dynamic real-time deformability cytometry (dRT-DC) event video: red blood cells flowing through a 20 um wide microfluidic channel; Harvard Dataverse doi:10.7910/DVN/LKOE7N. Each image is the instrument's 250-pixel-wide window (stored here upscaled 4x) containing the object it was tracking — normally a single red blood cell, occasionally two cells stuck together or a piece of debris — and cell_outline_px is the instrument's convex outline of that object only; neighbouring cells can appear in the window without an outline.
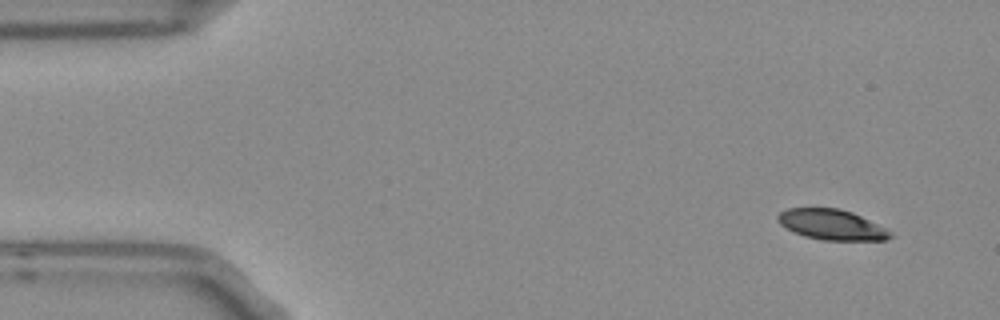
{"species": "Egyptian fruit bat (a non-hibernating species)", "species_latin": "Rousettus aegyptiacus", "temperature_condition": "room temperature", "stored_images_in_passage": 4, "camera_frame_rate_fps": 3000, "um_per_image_px": 0.085, "frame": {"image": 1, "passage_image": 1, "time_ms": 0.0, "image_size_px": [1000, 320], "cell_outline_px": [[892, 236], [888, 240], [824, 240], [804, 236], [780, 224], [776, 220], [776, 216], [780, 212], [788, 208], [840, 208], [852, 212], [892, 232]], "centroid_in_image_um": [70.67, 19.09], "position_along_channel_um": 14.3, "area_um2": 19.71}}
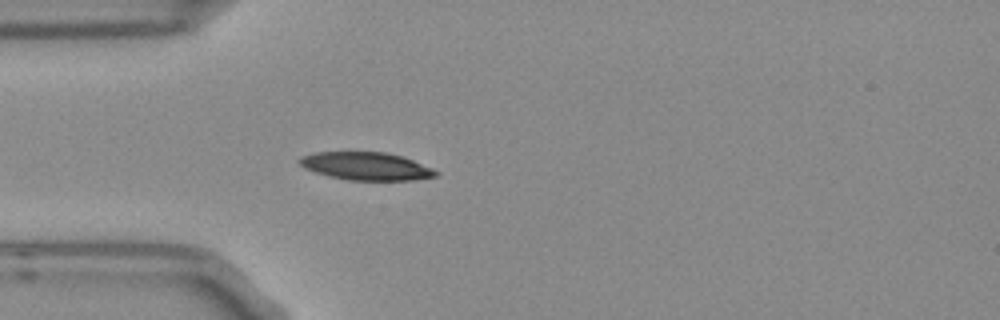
{"frame": {"image": 2, "passage_image": 4, "time_ms": 1.0, "image_size_px": [1000, 320], "cell_outline_px": [[440, 172], [436, 176], [412, 180], [348, 180], [328, 176], [304, 168], [296, 160], [300, 156], [312, 152], [384, 152], [404, 156], [432, 168]], "centroid_in_image_um": [31.1, 14.11], "position_along_channel_um": 53.9, "area_um2": 22.31}}